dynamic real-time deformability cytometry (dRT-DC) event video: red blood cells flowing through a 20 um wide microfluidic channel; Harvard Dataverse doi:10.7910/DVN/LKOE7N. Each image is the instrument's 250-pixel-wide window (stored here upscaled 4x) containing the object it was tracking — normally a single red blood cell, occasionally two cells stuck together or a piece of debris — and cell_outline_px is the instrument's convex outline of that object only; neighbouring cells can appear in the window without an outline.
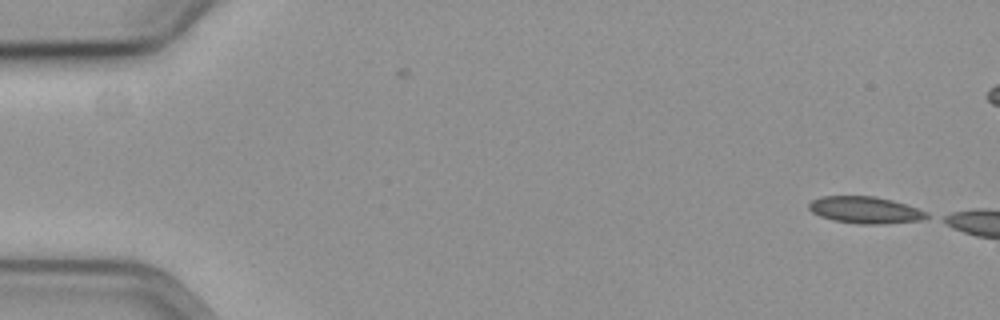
{"species": "common noctule bat (a hibernating species)", "species_latin": "Nyctalus noctula", "temperature_condition": "cold", "stored_images_in_passage": 2, "camera_frame_rate_fps": 3000, "um_per_image_px": 0.085, "animal": {"sex": "female", "body_mass_g": 19.3, "forearm_length_mm": 54.1}, "frame": {"image": 1, "passage_image": 2, "time_ms": 0.333, "image_size_px": [1000, 320], "cell_outline_px": [[928, 216], [920, 220], [876, 224], [860, 224], [836, 220], [820, 216], [812, 212], [808, 208], [808, 204], [812, 200], [820, 196], [876, 196], [892, 200], [928, 212]], "centroid_in_image_um": [73.5, 17.83], "position_along_channel_um": 11.5, "area_um2": 18.15}}